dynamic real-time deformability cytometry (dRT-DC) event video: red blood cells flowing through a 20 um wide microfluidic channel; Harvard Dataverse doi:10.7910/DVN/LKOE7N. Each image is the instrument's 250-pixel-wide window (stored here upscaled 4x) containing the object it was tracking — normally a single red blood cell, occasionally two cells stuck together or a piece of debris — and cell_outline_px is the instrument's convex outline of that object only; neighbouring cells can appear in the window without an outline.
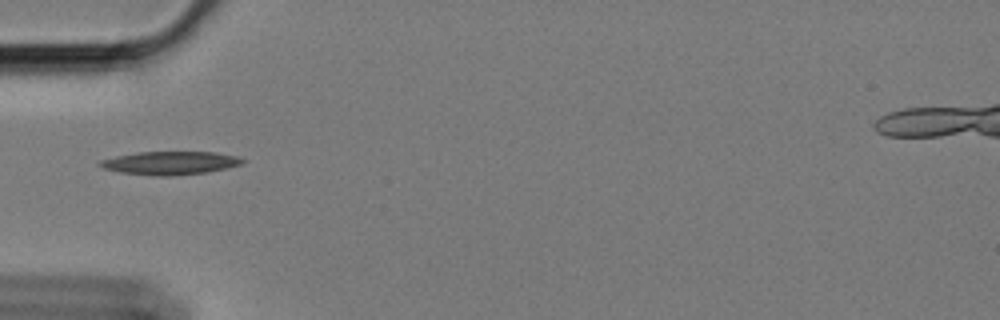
{"species": "Egyptian fruit bat (a non-hibernating species)", "species_latin": "Rousettus aegyptiacus", "temperature_condition": "cold", "stored_images_in_passage": 30, "camera_frame_rate_fps": 3000, "um_per_image_px": 0.085, "animal": {"sex": "female"}, "frame": {"image": 1, "passage_image": 1, "time_ms": 0.0, "image_size_px": [1000, 320], "cell_outline_px": [[248, 160], [240, 164], [208, 172], [172, 176], [156, 176], [120, 172], [104, 168], [96, 164], [100, 160], [116, 156], [140, 152], [216, 152], [240, 156]], "centroid_in_image_um": [14.49, 13.85], "position_along_channel_um": 70.5, "area_um2": 19.36}}
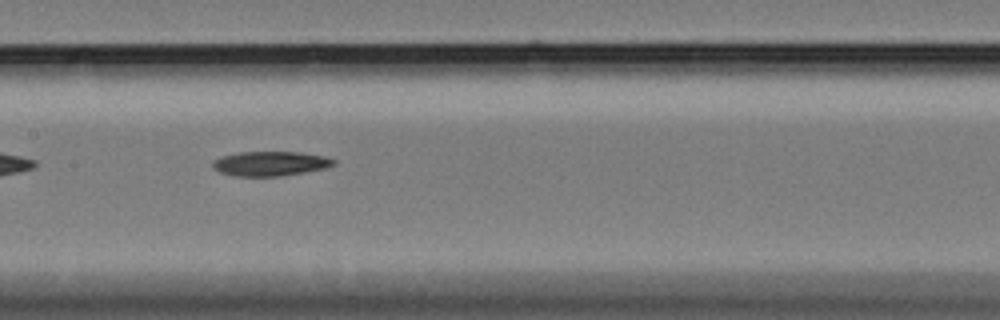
{"frame": {"image": 2, "passage_image": 11, "time_ms": 3.333, "image_size_px": [1000, 320], "cell_outline_px": [[336, 164], [324, 168], [304, 172], [280, 176], [236, 176], [220, 172], [212, 168], [212, 160], [224, 156], [240, 152], [300, 152], [324, 156], [336, 160]], "centroid_in_image_um": [22.97, 13.9], "position_along_channel_um": 184.4, "area_um2": 17.22}}
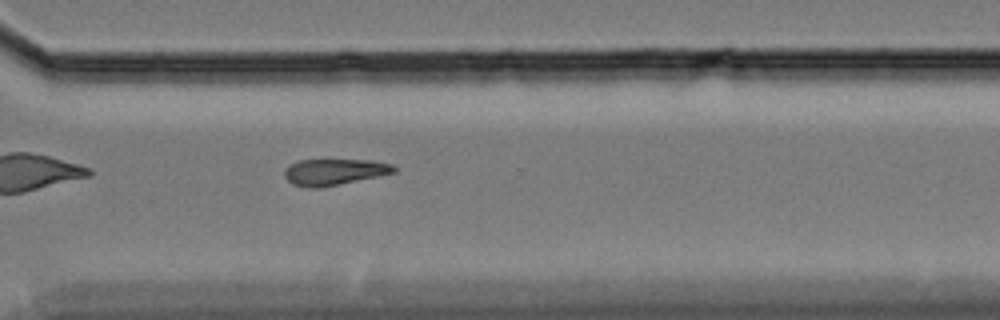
{"frame": {"image": 3, "passage_image": 25, "time_ms": 8.0, "image_size_px": [1000, 320], "cell_outline_px": [[396, 172], [380, 176], [320, 188], [308, 188], [292, 184], [284, 176], [284, 168], [288, 164], [296, 160], [368, 160], [392, 164], [396, 168]], "centroid_in_image_um": [28.37, 14.61], "position_along_channel_um": 342.2, "area_um2": 16.94}}